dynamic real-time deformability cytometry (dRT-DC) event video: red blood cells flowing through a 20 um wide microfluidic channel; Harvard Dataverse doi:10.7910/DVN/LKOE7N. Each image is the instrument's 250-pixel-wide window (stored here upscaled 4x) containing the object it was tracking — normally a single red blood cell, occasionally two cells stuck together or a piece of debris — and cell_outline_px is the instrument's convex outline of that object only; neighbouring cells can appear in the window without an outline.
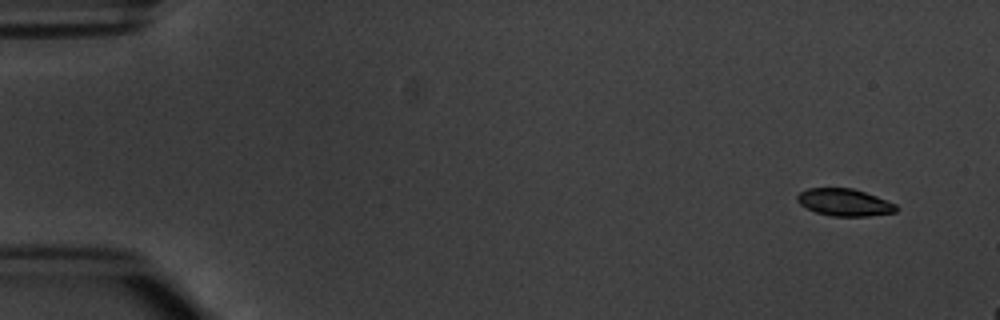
{"species": "common noctule bat (a hibernating species)", "species_latin": "Nyctalus noctula", "temperature_condition": "warm", "stored_images_in_passage": 4, "camera_frame_rate_fps": 3000, "um_per_image_px": 0.085, "animal": {"sex": "male", "body_mass_g": 20.1, "forearm_length_mm": 53.5}, "frame": {"image": 1, "passage_image": 1, "time_ms": 0.0, "image_size_px": [1000, 320], "cell_outline_px": [[900, 208], [896, 212], [868, 216], [832, 216], [816, 212], [800, 204], [796, 200], [796, 196], [800, 192], [808, 188], [852, 188], [876, 196], [896, 204]], "centroid_in_image_um": [71.79, 17.2], "position_along_channel_um": 13.2, "area_um2": 15.66}}